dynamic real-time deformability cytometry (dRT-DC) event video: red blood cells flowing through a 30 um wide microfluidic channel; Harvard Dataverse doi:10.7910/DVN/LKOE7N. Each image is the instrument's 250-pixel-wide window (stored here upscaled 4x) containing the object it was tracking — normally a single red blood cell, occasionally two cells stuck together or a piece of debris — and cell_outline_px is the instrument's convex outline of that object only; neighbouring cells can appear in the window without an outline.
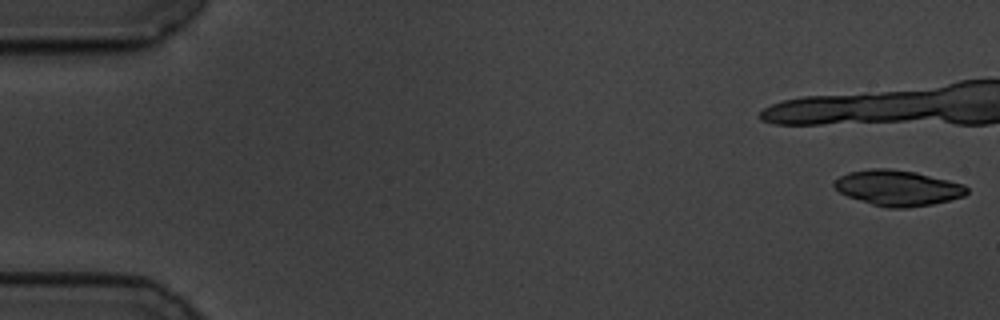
{"species": "common noctule bat (a hibernating species)", "species_latin": "Nyctalus noctula", "temperature_condition": "cold", "stored_images_in_passage": 13, "camera_frame_rate_fps": 3000, "um_per_image_px": 0.085, "animal": {"sex": "male", "body_mass_g": 19.5, "forearm_length_mm": 54.6}, "frame": {"image": 1, "passage_image": 1, "time_ms": 0.0, "image_size_px": [1000, 320], "cell_outline_px": [[968, 192], [964, 196], [932, 204], [908, 208], [888, 208], [872, 204], [848, 196], [840, 192], [832, 184], [840, 176], [848, 172], [872, 168], [888, 168], [916, 172], [964, 184], [968, 188]], "centroid_in_image_um": [76.32, 15.97], "position_along_channel_um": 8.7, "area_um2": 27.34}}